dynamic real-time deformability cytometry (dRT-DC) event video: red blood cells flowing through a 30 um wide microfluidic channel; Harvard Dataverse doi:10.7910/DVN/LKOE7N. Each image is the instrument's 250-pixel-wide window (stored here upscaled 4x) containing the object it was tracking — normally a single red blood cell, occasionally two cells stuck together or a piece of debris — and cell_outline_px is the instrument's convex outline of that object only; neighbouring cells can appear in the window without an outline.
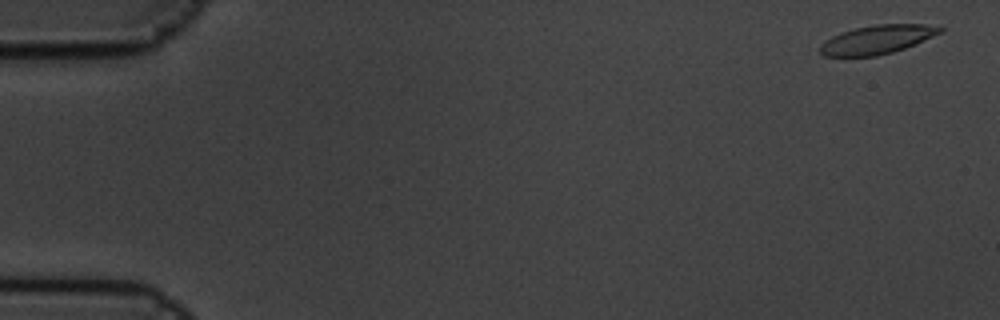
{"species": "common noctule bat (a hibernating species)", "species_latin": "Nyctalus noctula", "temperature_condition": "cold", "stored_images_in_passage": 6, "camera_frame_rate_fps": 3000, "um_per_image_px": 0.085, "animal": {"sex": "male", "body_mass_g": 19.5, "forearm_length_mm": 54.6}, "frame": {"image": 1, "passage_image": 1, "time_ms": 0.0, "image_size_px": [1000, 320], "cell_outline_px": [[944, 32], [904, 48], [892, 52], [876, 56], [824, 56], [820, 52], [820, 44], [824, 40], [840, 32], [856, 28], [876, 24], [924, 24], [944, 28]], "centroid_in_image_um": [74.55, 3.36], "position_along_channel_um": 10.5, "area_um2": 20.06}}
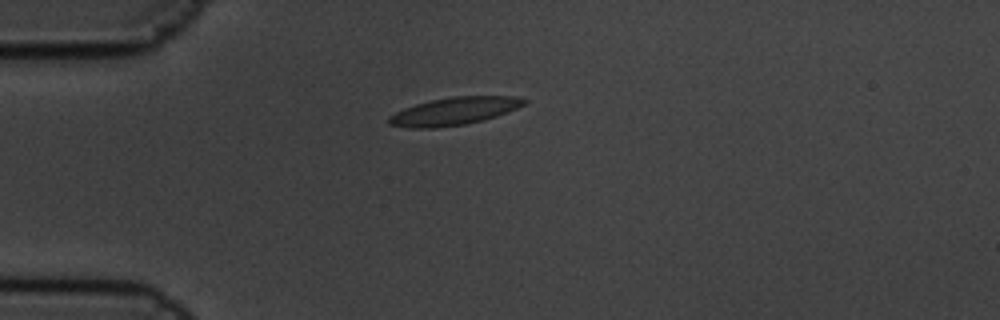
{"frame": {"image": 2, "passage_image": 5, "time_ms": 1.333, "image_size_px": [1000, 320], "cell_outline_px": [[528, 100], [524, 104], [508, 112], [484, 120], [464, 124], [432, 128], [412, 128], [388, 124], [388, 116], [404, 108], [416, 104], [432, 100], [452, 96], [516, 96]], "centroid_in_image_um": [38.6, 9.44], "position_along_channel_um": 46.4, "area_um2": 21.68}}